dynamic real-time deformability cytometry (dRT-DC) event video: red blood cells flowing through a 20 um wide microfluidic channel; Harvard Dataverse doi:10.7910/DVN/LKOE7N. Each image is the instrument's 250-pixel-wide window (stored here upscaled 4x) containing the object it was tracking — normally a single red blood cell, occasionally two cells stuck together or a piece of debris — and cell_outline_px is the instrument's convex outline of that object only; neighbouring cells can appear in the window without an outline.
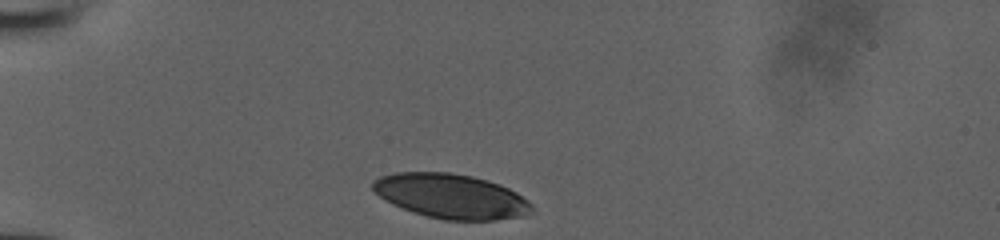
{"species": "human", "species_latin": "Homo sapiens", "temperature_condition": "room temperature", "stored_images_in_passage": 30, "camera_frame_rate_fps": 3000, "um_per_image_px": 0.085, "donor": {"sex": "male"}, "frame": {"image": 1, "passage_image": 1, "time_ms": 0.0, "image_size_px": [1000, 240], "cell_outline_px": [[532, 212], [524, 216], [496, 220], [444, 220], [412, 212], [392, 204], [384, 200], [372, 188], [372, 180], [380, 176], [396, 172], [448, 172], [472, 176], [488, 180], [500, 184], [516, 192], [528, 200], [532, 204]], "centroid_in_image_um": [38.34, 16.67], "position_along_channel_um": 46.7, "area_um2": 41.5}}
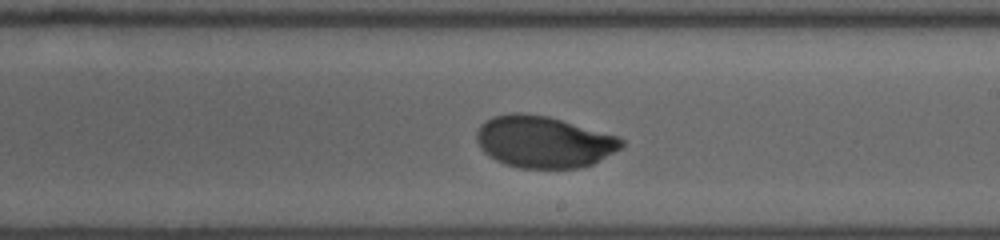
{"frame": {"image": 2, "passage_image": 18, "time_ms": 5.667, "image_size_px": [1000, 240], "cell_outline_px": [[624, 144], [620, 148], [592, 164], [580, 168], [520, 168], [504, 164], [488, 156], [480, 148], [476, 140], [476, 132], [480, 124], [492, 116], [512, 112], [520, 112], [548, 116], [620, 136], [624, 140]], "centroid_in_image_um": [46.19, 12.05], "position_along_channel_um": 242.8, "area_um2": 43.99}}
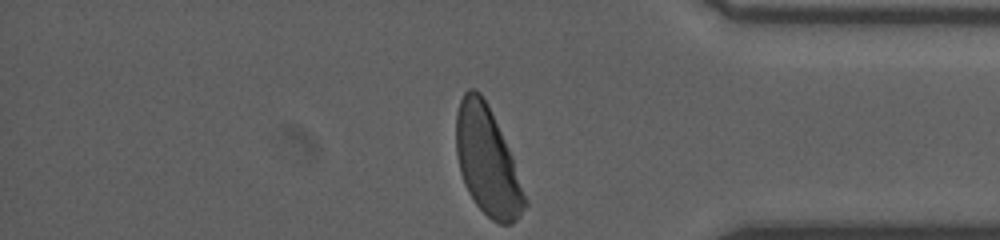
{"frame": {"image": 3, "passage_image": 30, "time_ms": 9.667, "image_size_px": [1000, 240], "cell_outline_px": [[528, 204], [520, 216], [512, 224], [500, 224], [492, 220], [476, 204], [468, 192], [464, 184], [460, 172], [456, 152], [456, 112], [460, 100], [464, 92], [468, 88], [472, 88], [480, 92], [488, 104], [512, 156], [528, 200]], "centroid_in_image_um": [41.42, 13.71], "position_along_channel_um": 393.8, "area_um2": 43.35}}